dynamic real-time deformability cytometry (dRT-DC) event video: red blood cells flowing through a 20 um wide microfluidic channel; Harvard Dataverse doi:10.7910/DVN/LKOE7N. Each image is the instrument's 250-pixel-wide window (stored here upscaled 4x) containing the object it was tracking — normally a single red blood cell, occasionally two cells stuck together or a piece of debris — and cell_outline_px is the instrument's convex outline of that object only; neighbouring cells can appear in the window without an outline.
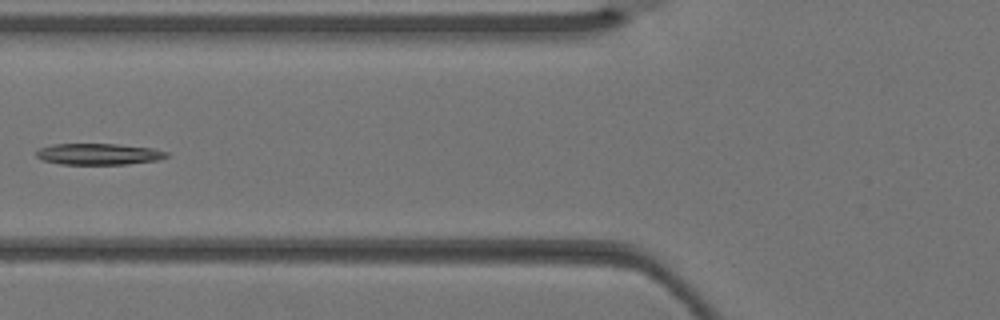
{"species": "Egyptian fruit bat (a non-hibernating species)", "species_latin": "Rousettus aegyptiacus", "temperature_condition": "warm", "stored_images_in_passage": 2, "camera_frame_rate_fps": 3000, "um_per_image_px": 0.085, "animal": {"sex": "female"}, "frame": {"image": 1, "passage_image": 2, "time_ms": 0.333, "image_size_px": [1000, 320], "cell_outline_px": [[168, 156], [156, 160], [128, 164], [60, 164], [44, 160], [36, 156], [36, 152], [40, 148], [52, 144], [116, 144], [152, 148], [168, 152]], "centroid_in_image_um": [8.38, 13.09], "position_along_channel_um": 117.4, "area_um2": 16.01}}